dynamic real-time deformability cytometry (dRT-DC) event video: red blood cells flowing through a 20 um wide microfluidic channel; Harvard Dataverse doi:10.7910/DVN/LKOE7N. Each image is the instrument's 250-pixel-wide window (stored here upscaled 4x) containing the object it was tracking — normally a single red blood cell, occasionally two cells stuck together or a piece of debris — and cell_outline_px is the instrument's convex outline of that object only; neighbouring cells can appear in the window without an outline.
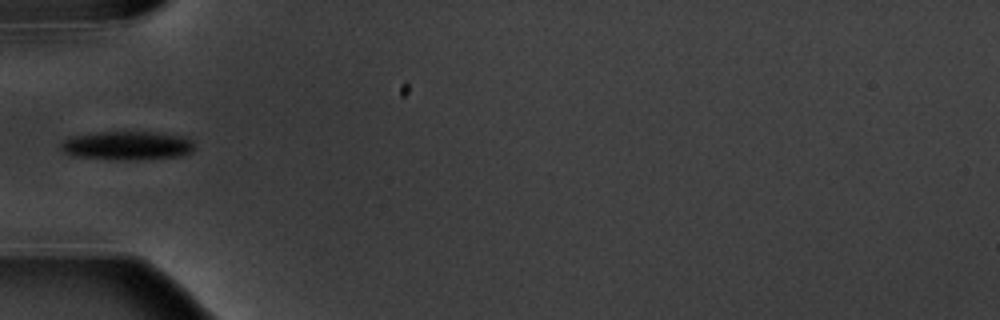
{"species": "common noctule bat (a hibernating species)", "species_latin": "Nyctalus noctula", "temperature_condition": "warm", "stored_images_in_passage": 6, "camera_frame_rate_fps": 3000, "um_per_image_px": 0.085, "animal": {"sex": "male", "body_mass_g": 20.1, "forearm_length_mm": 53.5}, "frame": {"image": 1, "passage_image": 6, "time_ms": 6.667, "image_size_px": [1000, 320], "cell_outline_px": [[196, 148], [192, 152], [180, 156], [136, 160], [108, 160], [72, 156], [64, 152], [60, 148], [60, 144], [64, 140], [76, 136], [100, 132], [152, 132], [184, 136], [192, 140]], "centroid_in_image_um": [10.84, 12.39], "position_along_channel_um": 74.2, "area_um2": 22.6}}